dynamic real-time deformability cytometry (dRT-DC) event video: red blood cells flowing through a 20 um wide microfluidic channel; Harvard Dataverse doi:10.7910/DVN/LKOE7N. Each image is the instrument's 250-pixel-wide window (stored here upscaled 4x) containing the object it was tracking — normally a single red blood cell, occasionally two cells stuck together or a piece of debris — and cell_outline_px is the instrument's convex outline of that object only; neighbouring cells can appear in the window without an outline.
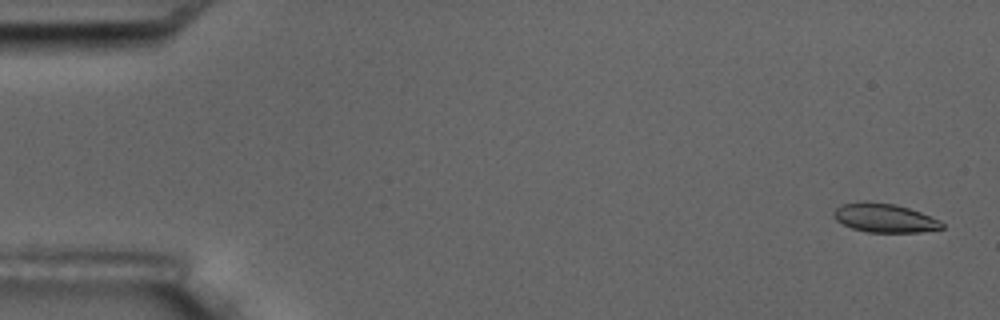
{"species": "common noctule bat (a hibernating species)", "species_latin": "Nyctalus noctula", "temperature_condition": "room temperature", "stored_images_in_passage": 4, "camera_frame_rate_fps": 3000, "um_per_image_px": 0.085, "animal": {"sex": "male", "body_mass_g": 17.5, "forearm_length_mm": 52.3}, "frame": {"image": 1, "passage_image": 1, "time_ms": 0.0, "image_size_px": [1000, 320], "cell_outline_px": [[944, 228], [920, 232], [868, 232], [852, 228], [836, 220], [832, 212], [840, 204], [864, 200], [868, 200], [896, 204], [920, 212], [940, 220], [944, 224]], "centroid_in_image_um": [75.17, 18.5], "position_along_channel_um": 9.8, "area_um2": 18.38}}
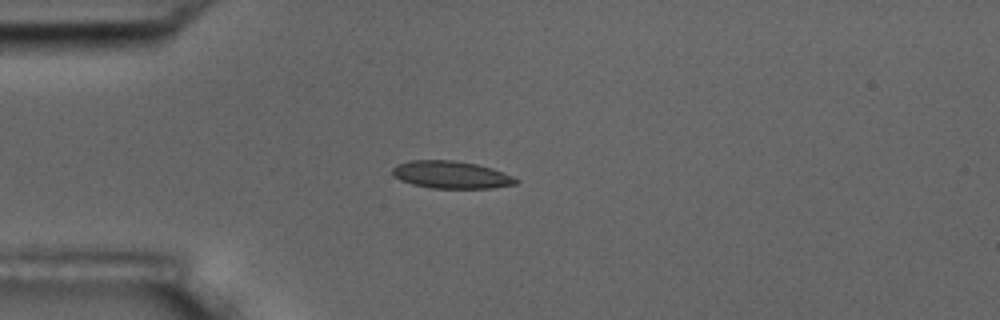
{"frame": {"image": 2, "passage_image": 4, "time_ms": 4.333, "image_size_px": [1000, 320], "cell_outline_px": [[520, 180], [516, 184], [492, 188], [432, 188], [412, 184], [400, 180], [392, 176], [392, 168], [396, 164], [408, 160], [452, 160], [476, 164], [492, 168], [512, 176]], "centroid_in_image_um": [38.31, 14.85], "position_along_channel_um": 46.7, "area_um2": 19.83}}